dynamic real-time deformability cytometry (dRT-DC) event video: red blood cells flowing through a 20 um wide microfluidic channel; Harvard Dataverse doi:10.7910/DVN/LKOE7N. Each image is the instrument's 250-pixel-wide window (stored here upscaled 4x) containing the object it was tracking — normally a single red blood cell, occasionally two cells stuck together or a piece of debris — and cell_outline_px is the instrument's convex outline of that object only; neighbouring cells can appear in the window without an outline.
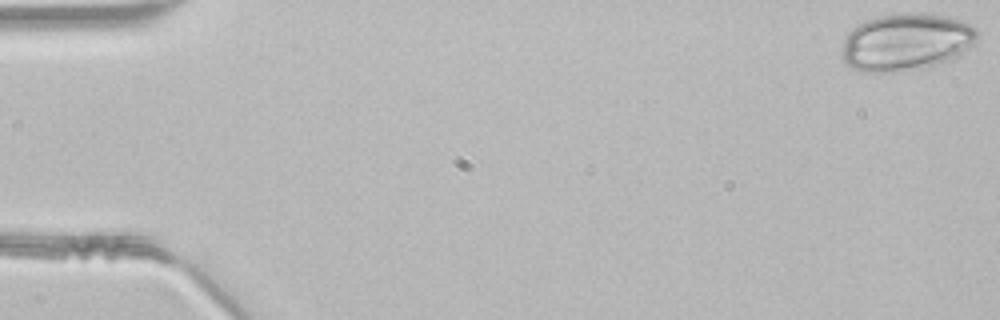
{"species": "common noctule bat (a hibernating species)", "species_latin": "Nyctalus noctula", "temperature_condition": "room temperature", "stored_images_in_passage": 48, "camera_frame_rate_fps": 3000, "um_per_image_px": 0.085, "animal": {"sex": "male", "body_mass_g": 21.5, "forearm_length_mm": 52.0}, "frame": {"image": 1, "passage_image": 1, "time_ms": 0.0, "image_size_px": [1000, 320], "cell_outline_px": [[976, 36], [972, 44], [960, 56], [952, 60], [920, 68], [896, 72], [864, 72], [844, 64], [840, 56], [840, 52], [844, 40], [848, 32], [852, 28], [876, 16], [908, 12], [932, 12], [948, 16], [960, 20], [976, 28]], "centroid_in_image_um": [76.99, 3.56], "position_along_channel_um": 8.0, "area_um2": 45.66}}
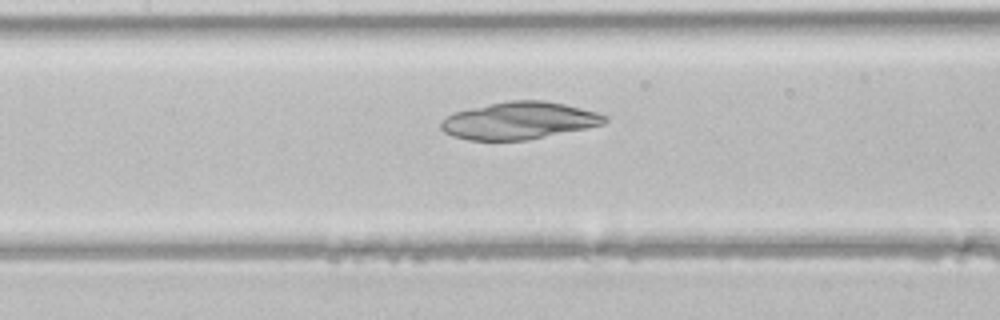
{"frame": {"image": 2, "passage_image": 22, "time_ms": 7.0, "image_size_px": [1000, 320], "cell_outline_px": [[608, 120], [604, 124], [524, 140], [468, 140], [452, 136], [444, 132], [440, 128], [440, 120], [452, 112], [468, 108], [508, 100], [544, 100], [564, 104], [596, 112], [608, 116]], "centroid_in_image_um": [44.05, 10.24], "position_along_channel_um": 163.3, "area_um2": 35.49}}
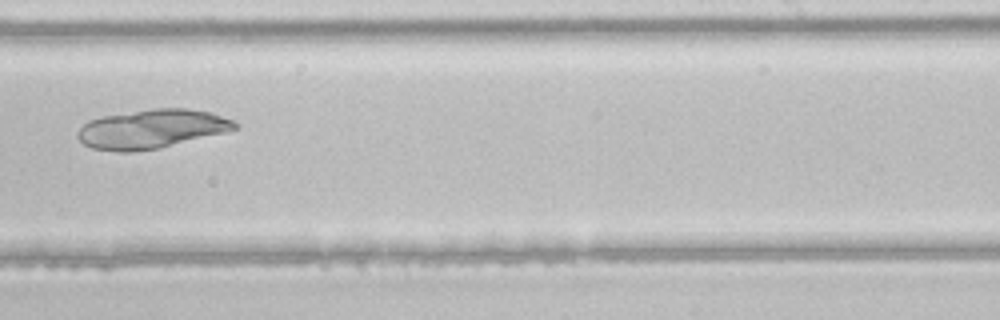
{"frame": {"image": 3, "passage_image": 30, "time_ms": 9.667, "image_size_px": [1000, 320], "cell_outline_px": [[240, 124], [236, 128], [228, 132], [160, 148], [132, 152], [116, 152], [92, 148], [84, 144], [76, 136], [76, 132], [88, 120], [100, 116], [152, 108], [188, 108], [212, 112], [232, 120]], "centroid_in_image_um": [12.89, 10.96], "position_along_channel_um": 276.1, "area_um2": 36.18}}